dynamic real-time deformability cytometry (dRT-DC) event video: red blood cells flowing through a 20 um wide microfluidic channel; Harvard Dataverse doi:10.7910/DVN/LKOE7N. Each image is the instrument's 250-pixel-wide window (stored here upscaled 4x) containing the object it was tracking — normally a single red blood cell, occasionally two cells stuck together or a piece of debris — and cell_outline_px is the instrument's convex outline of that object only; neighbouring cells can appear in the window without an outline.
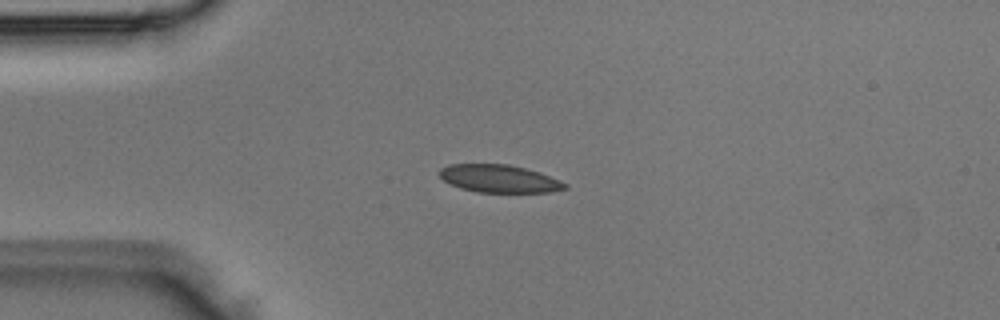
{"species": "Egyptian fruit bat (a non-hibernating species)", "species_latin": "Rousettus aegyptiacus", "temperature_condition": "room temperature", "stored_images_in_passage": 2, "camera_frame_rate_fps": 3000, "um_per_image_px": 0.085, "animal": {"sex": "male"}, "frame": {"image": 1, "passage_image": 1, "time_ms": 0.0, "image_size_px": [1000, 320], "cell_outline_px": [[568, 188], [548, 192], [476, 192], [460, 188], [444, 180], [440, 176], [440, 168], [448, 164], [508, 164], [540, 172], [568, 184]], "centroid_in_image_um": [42.43, 15.18], "position_along_channel_um": 42.6, "area_um2": 20.17}}
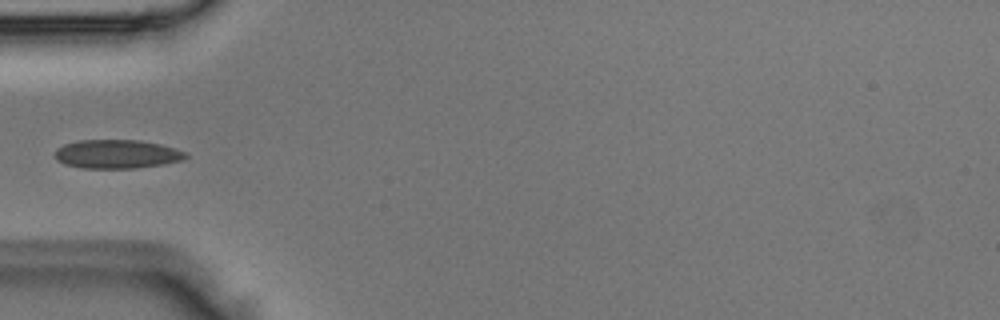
{"frame": {"image": 2, "passage_image": 2, "time_ms": 0.333, "image_size_px": [1000, 320], "cell_outline_px": [[188, 156], [184, 160], [164, 164], [136, 168], [84, 168], [64, 164], [56, 160], [56, 148], [64, 144], [80, 140], [140, 140], [160, 144], [184, 152]], "centroid_in_image_um": [9.92, 13.1], "position_along_channel_um": 75.1, "area_um2": 21.85}}